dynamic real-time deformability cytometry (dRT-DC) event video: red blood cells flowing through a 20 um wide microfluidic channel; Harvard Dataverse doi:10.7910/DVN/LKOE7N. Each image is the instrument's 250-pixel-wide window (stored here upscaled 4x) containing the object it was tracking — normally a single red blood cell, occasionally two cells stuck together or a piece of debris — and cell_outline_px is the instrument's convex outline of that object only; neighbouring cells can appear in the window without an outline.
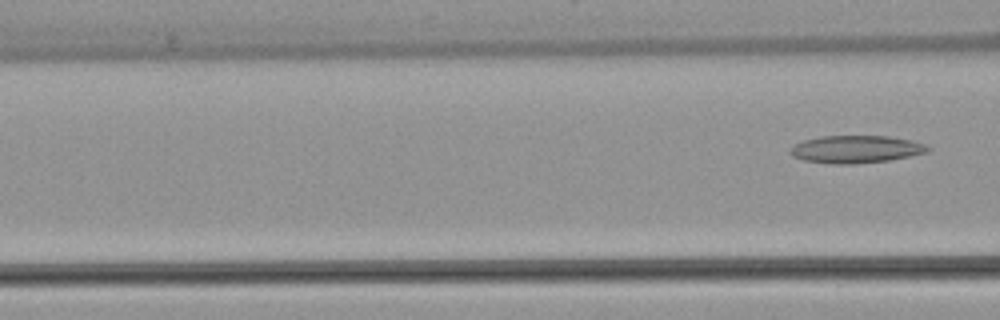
{"species": "common noctule bat (a hibernating species)", "species_latin": "Nyctalus noctula", "temperature_condition": "warm", "stored_images_in_passage": 7, "segment_of_instrument_passage": [2, 2], "camera_frame_rate_fps": 3000, "um_per_image_px": 0.085, "animal": {"sex": "female", "body_mass_g": 22.7, "forearm_length_mm": 54.2}, "frame": {"image": 1, "passage_image": 7, "time_ms": 8.333, "image_size_px": [1000, 320], "cell_outline_px": [[932, 148], [928, 152], [888, 160], [852, 164], [828, 164], [804, 160], [792, 156], [788, 152], [792, 144], [804, 140], [820, 136], [888, 136], [912, 140], [924, 144]], "centroid_in_image_um": [72.71, 12.68], "position_along_channel_um": 93.9, "area_um2": 22.2}}